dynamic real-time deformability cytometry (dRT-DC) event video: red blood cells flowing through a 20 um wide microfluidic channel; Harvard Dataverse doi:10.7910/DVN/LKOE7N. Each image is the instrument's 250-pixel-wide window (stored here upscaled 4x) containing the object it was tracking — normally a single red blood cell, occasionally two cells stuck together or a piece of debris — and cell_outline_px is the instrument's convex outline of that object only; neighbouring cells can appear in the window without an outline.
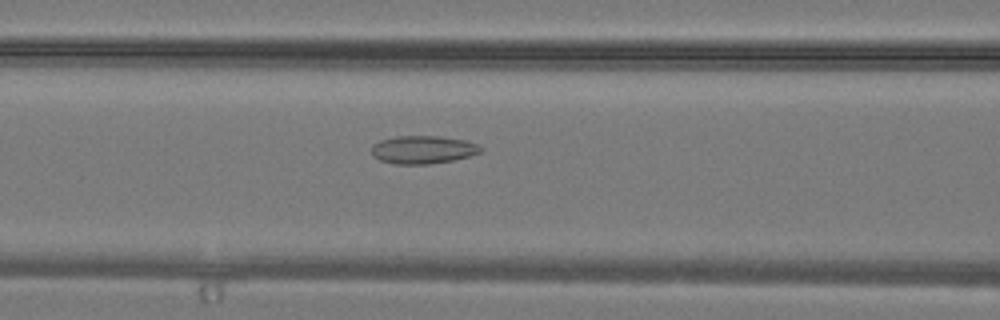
{"species": "common noctule bat (a hibernating species)", "species_latin": "Nyctalus noctula", "temperature_condition": "warm", "stored_images_in_passage": 34, "camera_frame_rate_fps": 3000, "um_per_image_px": 0.085, "animal": {"sex": "male", "body_mass_g": 19.2, "forearm_length_mm": 51.8}, "frame": {"image": 1, "passage_image": 14, "time_ms": 4.333, "image_size_px": [1000, 320], "cell_outline_px": [[480, 152], [468, 156], [452, 160], [428, 164], [396, 164], [380, 160], [372, 156], [372, 144], [380, 140], [396, 136], [440, 136], [464, 140], [476, 144], [480, 148]], "centroid_in_image_um": [35.89, 12.72], "position_along_channel_um": 130.7, "area_um2": 17.63}}
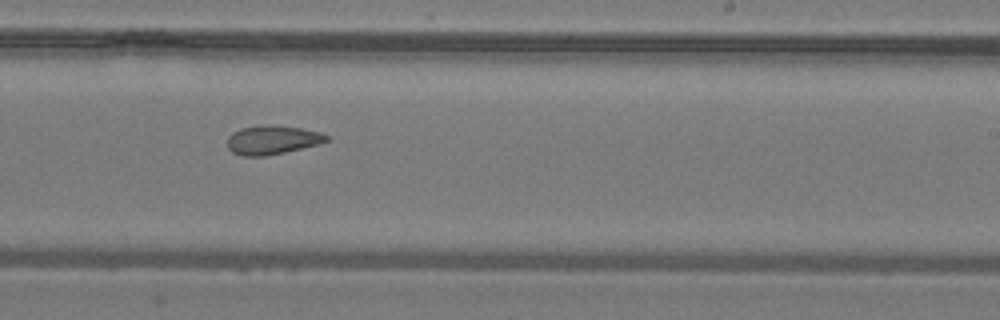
{"frame": {"image": 2, "passage_image": 21, "time_ms": 6.667, "image_size_px": [1000, 320], "cell_outline_px": [[328, 140], [320, 144], [284, 152], [264, 156], [240, 156], [232, 152], [228, 148], [228, 136], [232, 132], [240, 128], [260, 124], [272, 124], [300, 128], [320, 132], [328, 136]], "centroid_in_image_um": [23.11, 11.88], "position_along_channel_um": 265.9, "area_um2": 16.88}}
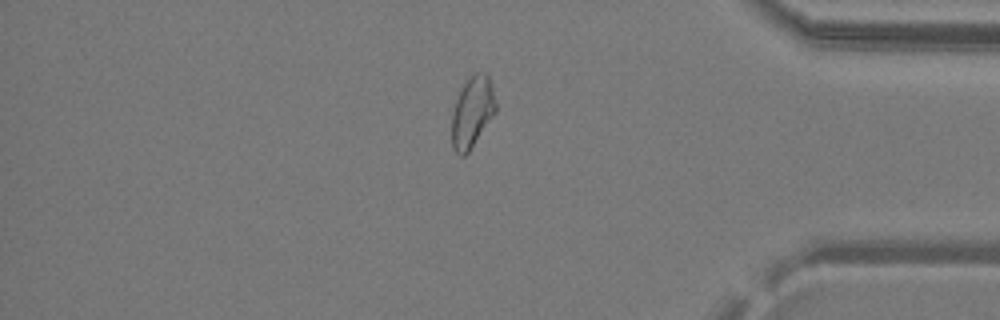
{"frame": {"image": 3, "passage_image": 29, "time_ms": 9.333, "image_size_px": [1000, 320], "cell_outline_px": [[496, 112], [468, 152], [464, 156], [460, 156], [452, 148], [452, 112], [456, 100], [464, 84], [476, 72], [488, 72], [496, 104]], "centroid_in_image_um": [40.14, 9.53], "position_along_channel_um": 395.1, "area_um2": 17.98}}